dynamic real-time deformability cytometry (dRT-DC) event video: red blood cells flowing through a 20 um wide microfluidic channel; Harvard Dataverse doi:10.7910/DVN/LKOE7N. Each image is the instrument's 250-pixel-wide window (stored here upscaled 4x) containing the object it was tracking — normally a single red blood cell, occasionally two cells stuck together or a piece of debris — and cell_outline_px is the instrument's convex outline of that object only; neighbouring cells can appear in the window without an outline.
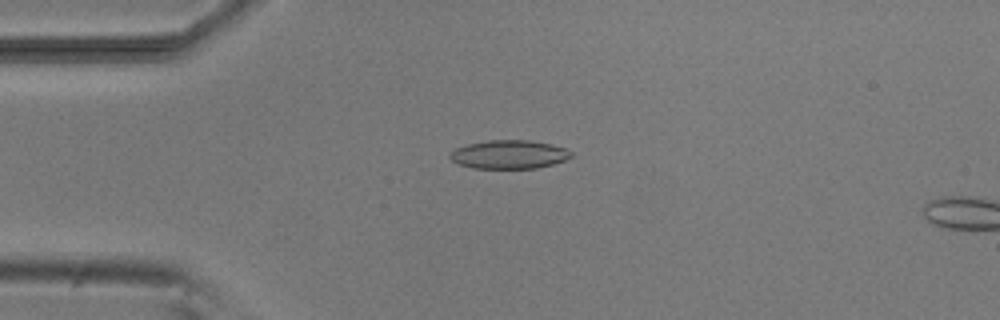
{"species": "common noctule bat (a hibernating species)", "species_latin": "Nyctalus noctula", "temperature_condition": "room temperature", "stored_images_in_passage": 5, "camera_frame_rate_fps": 3000, "um_per_image_px": 0.085, "animal": {"sex": "male", "body_mass_g": 20.5, "forearm_length_mm": 52.5}, "frame": {"image": 1, "passage_image": 4, "time_ms": 3.667, "image_size_px": [1000, 320], "cell_outline_px": [[572, 156], [564, 160], [552, 164], [536, 168], [472, 168], [460, 164], [452, 160], [448, 156], [456, 148], [468, 144], [488, 140], [528, 140], [552, 144], [564, 148], [572, 152]], "centroid_in_image_um": [43.27, 13.12], "position_along_channel_um": 41.7, "area_um2": 20.0}}